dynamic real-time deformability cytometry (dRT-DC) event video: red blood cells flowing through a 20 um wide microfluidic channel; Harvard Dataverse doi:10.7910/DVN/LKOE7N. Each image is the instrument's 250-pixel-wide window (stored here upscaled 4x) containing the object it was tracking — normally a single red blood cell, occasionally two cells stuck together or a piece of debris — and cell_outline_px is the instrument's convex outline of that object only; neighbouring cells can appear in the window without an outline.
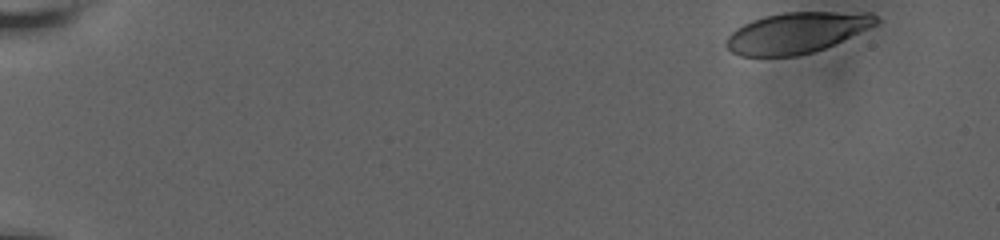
{"species": "human", "species_latin": "Homo sapiens", "temperature_condition": "room temperature", "stored_images_in_passage": 50, "camera_frame_rate_fps": 3000, "um_per_image_px": 0.085, "donor": {"sex": "male"}, "frame": {"image": 1, "passage_image": 1, "time_ms": 0.0, "image_size_px": [1000, 240], "cell_outline_px": [[880, 24], [824, 48], [812, 52], [796, 56], [740, 56], [732, 52], [724, 44], [724, 40], [736, 28], [752, 20], [764, 16], [784, 12], [872, 12], [880, 20]], "centroid_in_image_um": [67.74, 2.77], "position_along_channel_um": 17.3, "area_um2": 35.84}}
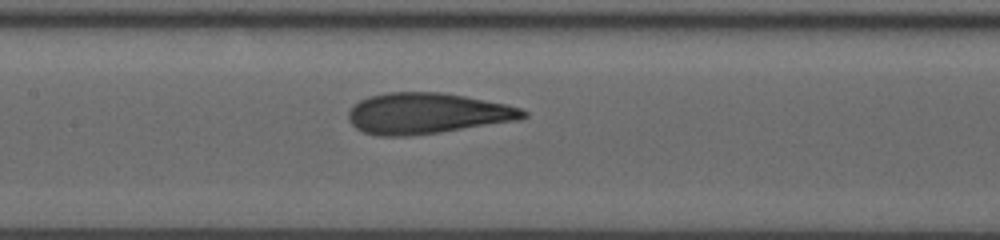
{"frame": {"image": 2, "passage_image": 27, "time_ms": 8.667, "image_size_px": [1000, 240], "cell_outline_px": [[528, 116], [520, 120], [440, 132], [408, 136], [376, 136], [364, 132], [356, 128], [348, 120], [348, 112], [352, 104], [368, 96], [388, 92], [440, 92], [464, 96], [504, 104], [520, 108], [528, 112]], "centroid_in_image_um": [36.27, 9.64], "position_along_channel_um": 171.1, "area_um2": 41.73}}
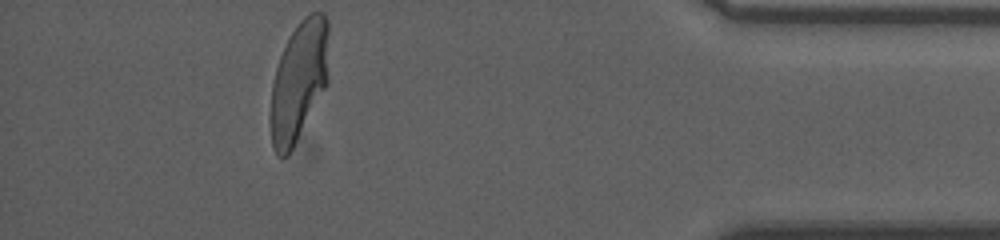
{"frame": {"image": 3, "passage_image": 50, "time_ms": 16.333, "image_size_px": [1000, 240], "cell_outline_px": [[328, 84], [288, 156], [280, 156], [276, 152], [272, 144], [268, 116], [272, 84], [276, 68], [280, 56], [292, 32], [300, 20], [308, 12], [324, 12], [328, 20]], "centroid_in_image_um": [25.4, 6.89], "position_along_channel_um": 409.8, "area_um2": 41.21}, "authors_computed_cell_mechanics": {"area_um2": 40.8935, "velocity_mm_per_s": 3.665, "shape_relaxation_time_tau1_ms": 5.9822, "shape_relaxation_time_tau2_ms": 1.0311, "deformation_change_tau1": 0.2308, "deformation_change_tau2": 0.0827}}